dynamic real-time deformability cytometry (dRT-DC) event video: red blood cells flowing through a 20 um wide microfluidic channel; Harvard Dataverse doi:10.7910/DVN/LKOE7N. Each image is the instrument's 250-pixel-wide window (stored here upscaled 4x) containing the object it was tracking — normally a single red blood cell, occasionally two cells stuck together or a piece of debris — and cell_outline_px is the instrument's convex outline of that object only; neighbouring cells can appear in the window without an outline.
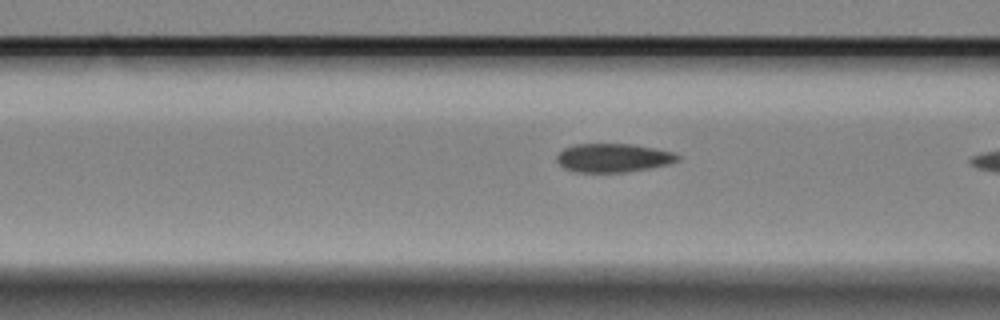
{"species": "Egyptian fruit bat (a non-hibernating species)", "species_latin": "Rousettus aegyptiacus", "temperature_condition": "cold", "stored_images_in_passage": 36, "camera_frame_rate_fps": 3000, "um_per_image_px": 0.085, "animal": {"sex": "female"}, "frame": {"image": 1, "passage_image": 12, "time_ms": 3.667, "image_size_px": [1000, 320], "cell_outline_px": [[680, 160], [648, 168], [624, 172], [576, 172], [564, 168], [556, 160], [556, 156], [564, 148], [572, 144], [632, 144], [672, 152], [680, 156]], "centroid_in_image_um": [52.06, 13.41], "position_along_channel_um": 114.5, "area_um2": 19.94}}
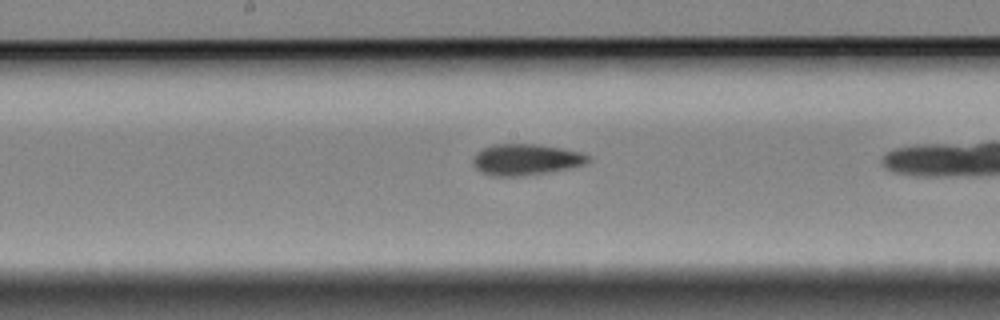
{"frame": {"image": 2, "passage_image": 20, "time_ms": 6.333, "image_size_px": [1000, 320], "cell_outline_px": [[588, 160], [584, 164], [568, 168], [520, 176], [492, 176], [476, 168], [472, 164], [472, 160], [476, 152], [484, 148], [496, 144], [536, 144], [560, 148], [580, 152], [588, 156]], "centroid_in_image_um": [44.64, 13.55], "position_along_channel_um": 203.6, "area_um2": 20.46}}
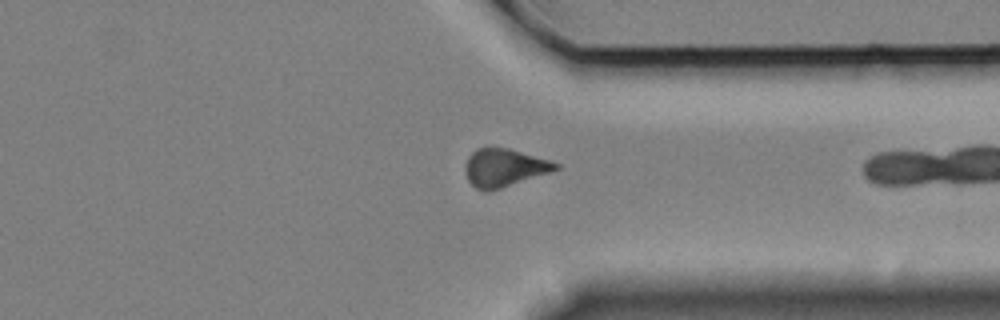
{"frame": {"image": 3, "passage_image": 35, "time_ms": 11.333, "image_size_px": [1000, 320], "cell_outline_px": [[560, 168], [488, 192], [484, 192], [476, 188], [468, 180], [464, 172], [464, 164], [468, 156], [476, 148], [508, 148], [552, 160], [560, 164]], "centroid_in_image_um": [42.82, 14.25], "position_along_channel_um": 368.6, "area_um2": 19.94}}